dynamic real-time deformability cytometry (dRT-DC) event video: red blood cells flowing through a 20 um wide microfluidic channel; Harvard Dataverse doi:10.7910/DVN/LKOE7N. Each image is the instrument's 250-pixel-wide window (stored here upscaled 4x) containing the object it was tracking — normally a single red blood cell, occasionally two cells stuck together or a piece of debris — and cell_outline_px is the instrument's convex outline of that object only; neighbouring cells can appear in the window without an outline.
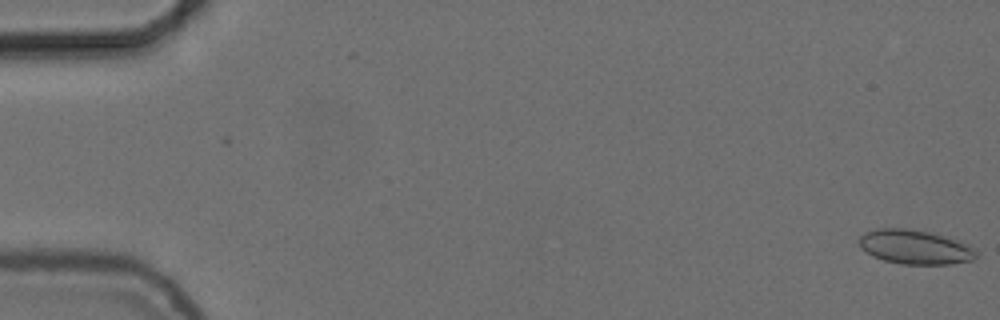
{"species": "common noctule bat (a hibernating species)", "species_latin": "Nyctalus noctula", "temperature_condition": "cold", "stored_images_in_passage": 56, "camera_frame_rate_fps": 3000, "um_per_image_px": 0.085, "animal": {"sex": "female", "body_mass_g": 24.6, "forearm_length_mm": 56.2}, "frame": {"image": 1, "passage_image": 1, "time_ms": 0.0, "image_size_px": [1000, 320], "cell_outline_px": [[976, 256], [972, 260], [948, 264], [900, 264], [884, 260], [872, 256], [860, 248], [856, 240], [864, 232], [876, 228], [908, 228], [932, 232], [968, 244], [976, 252]], "centroid_in_image_um": [77.7, 20.98], "position_along_channel_um": 7.3, "area_um2": 23.58}}
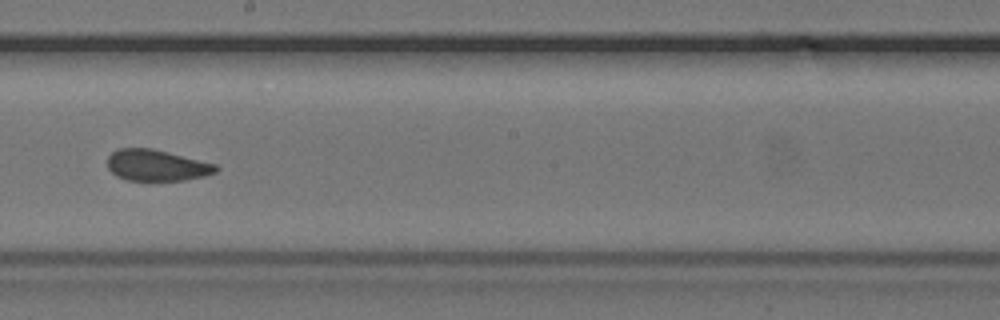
{"frame": {"image": 2, "passage_image": 32, "time_ms": 10.333, "image_size_px": [1000, 320], "cell_outline_px": [[220, 168], [216, 172], [204, 176], [184, 180], [128, 180], [116, 176], [108, 168], [108, 156], [116, 148], [152, 148], [216, 164]], "centroid_in_image_um": [13.31, 14.04], "position_along_channel_um": 234.9, "area_um2": 19.71}}
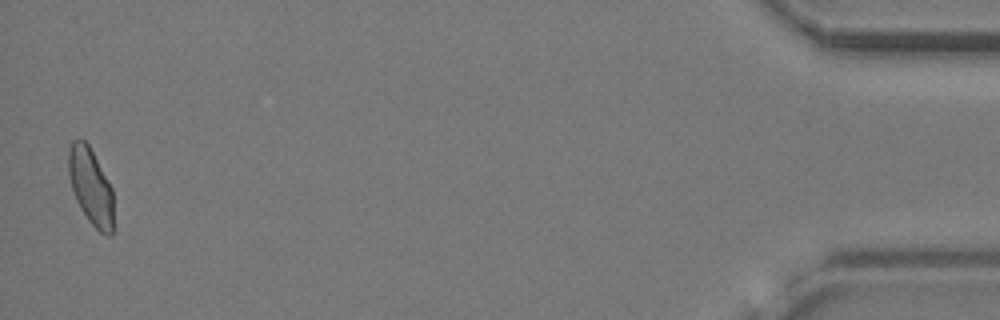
{"frame": {"image": 3, "passage_image": 55, "time_ms": 18.0, "image_size_px": [1000, 320], "cell_outline_px": [[112, 236], [108, 236], [100, 232], [88, 220], [80, 208], [76, 200], [72, 188], [68, 172], [68, 152], [72, 140], [80, 136], [88, 144], [112, 188]], "centroid_in_image_um": [7.69, 15.82], "position_along_channel_um": 427.5, "area_um2": 19.94}, "authors_computed_cell_mechanics": {"area_um2": 20.8658, "velocity_mm_per_s": 3.7008, "shape_relaxation_time_tau1_ms": 4.2033, "shape_relaxation_time_tau2_ms": 1.6266, "deformation_change_tau1": 0.0829, "deformation_change_tau2": 0.0628}}